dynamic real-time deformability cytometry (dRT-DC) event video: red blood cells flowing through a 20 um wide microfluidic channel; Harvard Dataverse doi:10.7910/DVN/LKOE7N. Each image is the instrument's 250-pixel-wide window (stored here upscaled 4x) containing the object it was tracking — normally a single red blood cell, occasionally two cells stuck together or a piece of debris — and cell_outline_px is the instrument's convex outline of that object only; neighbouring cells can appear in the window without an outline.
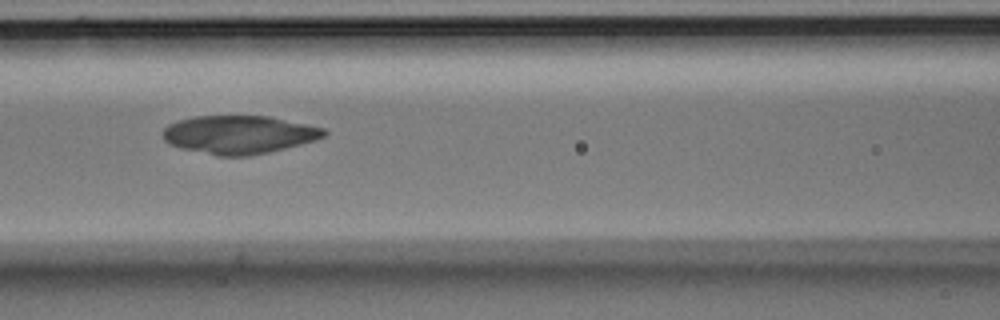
{"species": "Egyptian fruit bat (a non-hibernating species)", "species_latin": "Rousettus aegyptiacus", "temperature_condition": "room temperature", "stored_images_in_passage": 11, "camera_frame_rate_fps": 3000, "um_per_image_px": 0.085, "animal": {"sex": "male"}, "frame": {"image": 1, "passage_image": 3, "time_ms": 0.667, "image_size_px": [1000, 320], "cell_outline_px": [[328, 132], [324, 136], [316, 140], [268, 152], [248, 156], [216, 156], [180, 148], [168, 144], [160, 136], [160, 132], [168, 124], [176, 120], [196, 116], [268, 116], [324, 128]], "centroid_in_image_um": [20.24, 11.44], "position_along_channel_um": 146.4, "area_um2": 36.13}}
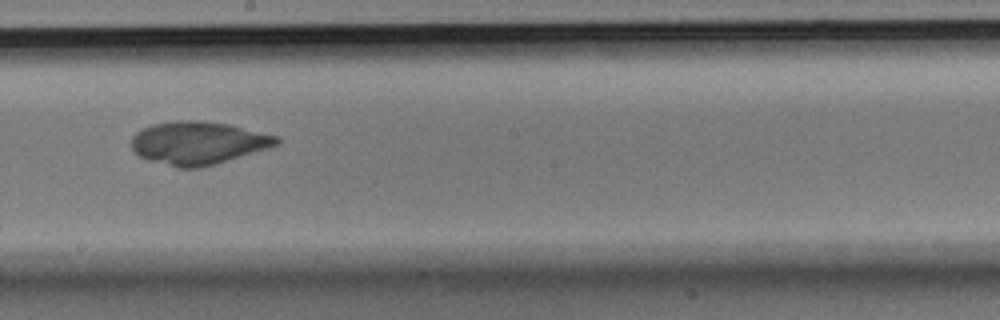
{"frame": {"image": 2, "passage_image": 5, "time_ms": 1.333, "image_size_px": [1000, 320], "cell_outline_px": [[280, 140], [276, 144], [268, 148], [216, 164], [200, 168], [176, 168], [148, 160], [132, 152], [132, 136], [140, 128], [152, 124], [172, 120], [196, 120], [228, 124], [280, 136]], "centroid_in_image_um": [16.8, 12.15], "position_along_channel_um": 231.4, "area_um2": 36.65}}
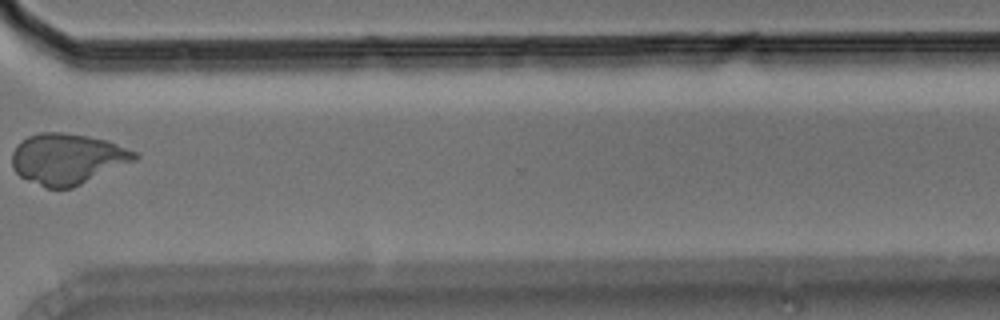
{"frame": {"image": 3, "passage_image": 8, "time_ms": 2.333, "image_size_px": [1000, 320], "cell_outline_px": [[140, 156], [136, 160], [72, 188], [48, 188], [28, 180], [20, 176], [12, 168], [12, 152], [16, 144], [20, 140], [28, 136], [40, 132], [60, 132], [88, 136], [108, 140], [136, 152]], "centroid_in_image_um": [5.71, 13.49], "position_along_channel_um": 364.9, "area_um2": 36.36}}